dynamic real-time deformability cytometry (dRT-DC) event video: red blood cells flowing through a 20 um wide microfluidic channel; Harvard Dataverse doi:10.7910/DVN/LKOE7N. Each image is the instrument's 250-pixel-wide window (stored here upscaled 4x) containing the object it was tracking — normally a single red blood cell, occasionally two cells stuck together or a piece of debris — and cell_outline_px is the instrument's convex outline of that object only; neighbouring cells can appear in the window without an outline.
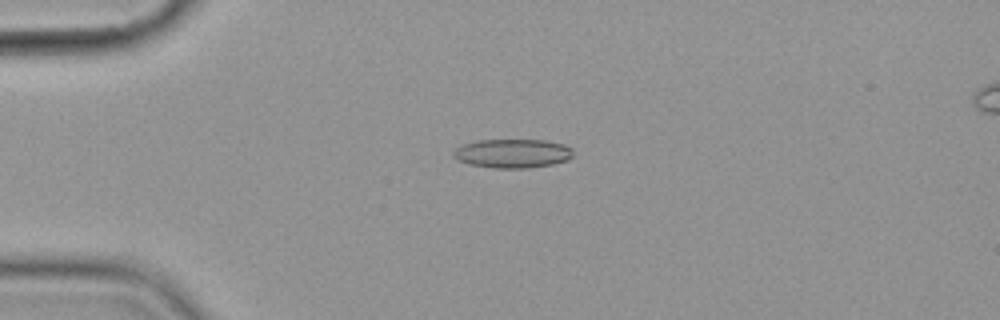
{"species": "common noctule bat (a hibernating species)", "species_latin": "Nyctalus noctula", "temperature_condition": "cold", "stored_images_in_passage": 8, "camera_frame_rate_fps": 3000, "um_per_image_px": 0.085, "animal": {"sex": "female", "body_mass_g": 19.9}, "frame": {"image": 1, "passage_image": 4, "time_ms": 4.333, "image_size_px": [1000, 320], "cell_outline_px": [[572, 156], [568, 160], [552, 164], [528, 168], [492, 168], [468, 164], [456, 160], [452, 156], [452, 152], [460, 144], [476, 140], [544, 140], [564, 144], [572, 148]], "centroid_in_image_um": [43.51, 13.04], "position_along_channel_um": 41.5, "area_um2": 20.46}}
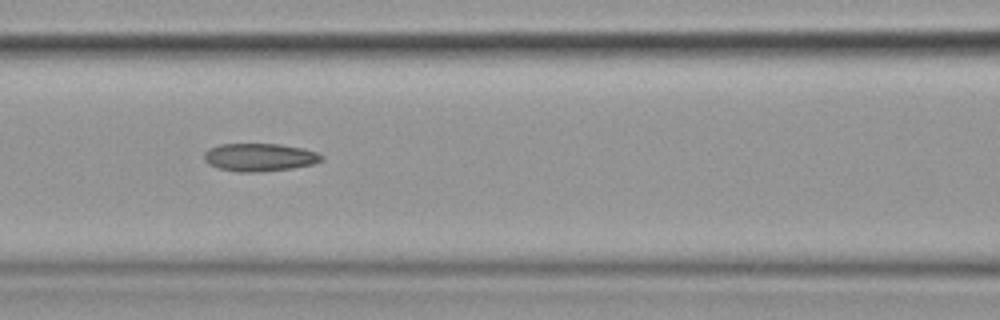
{"frame": {"image": 2, "passage_image": 7, "time_ms": 8.0, "image_size_px": [1000, 320], "cell_outline_px": [[324, 160], [312, 164], [292, 168], [260, 172], [236, 172], [220, 168], [208, 164], [204, 160], [204, 152], [208, 148], [220, 144], [280, 144], [304, 148], [316, 152], [324, 156]], "centroid_in_image_um": [22.06, 13.36], "position_along_channel_um": 144.5, "area_um2": 19.25}}
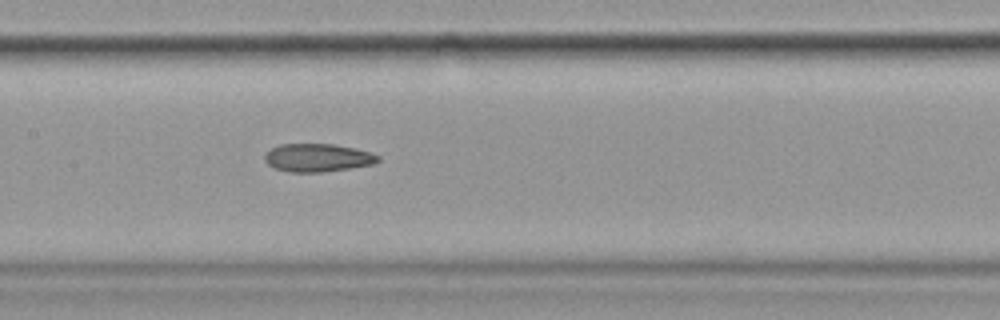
{"frame": {"image": 3, "passage_image": 8, "time_ms": 9.0, "image_size_px": [1000, 320], "cell_outline_px": [[380, 160], [372, 164], [324, 172], [288, 172], [276, 168], [268, 164], [264, 160], [264, 156], [272, 148], [280, 144], [332, 144], [356, 148], [380, 156]], "centroid_in_image_um": [26.99, 13.4], "position_along_channel_um": 180.4, "area_um2": 18.38}}